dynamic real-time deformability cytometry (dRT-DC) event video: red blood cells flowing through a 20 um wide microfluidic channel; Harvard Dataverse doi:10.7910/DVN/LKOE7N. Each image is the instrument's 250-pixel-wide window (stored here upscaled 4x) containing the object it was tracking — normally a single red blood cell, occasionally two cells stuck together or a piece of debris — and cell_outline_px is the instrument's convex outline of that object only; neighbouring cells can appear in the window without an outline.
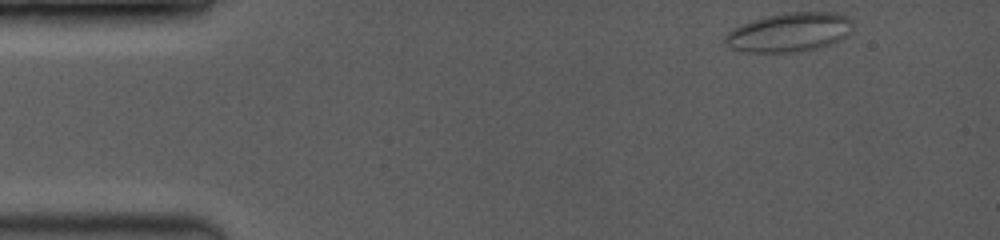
{"species": "common noctule bat (a hibernating species)", "species_latin": "Nyctalus noctula", "temperature_condition": "room temperature", "stored_images_in_passage": 6, "camera_frame_rate_fps": 3500, "um_per_image_px": 0.085, "animal": {"sex": "female", "body_mass_g": 19.0, "forearm_length_mm": 53.3}, "frame": {"image": 1, "passage_image": 1, "time_ms": 0.0, "image_size_px": [1000, 240], "cell_outline_px": [[852, 32], [848, 36], [832, 44], [816, 48], [792, 52], [748, 52], [728, 48], [724, 44], [724, 36], [732, 28], [740, 24], [772, 16], [796, 12], [836, 12], [848, 16], [852, 20]], "centroid_in_image_um": [67.12, 2.76], "position_along_channel_um": 17.9, "area_um2": 29.07}}
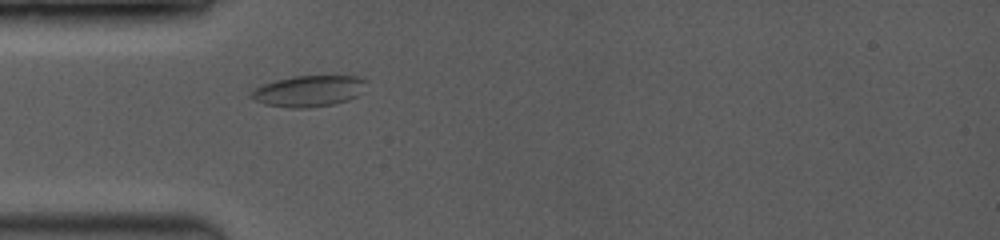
{"frame": {"image": 2, "passage_image": 6, "time_ms": 3.429, "image_size_px": [1000, 240], "cell_outline_px": [[364, 92], [348, 100], [332, 104], [308, 108], [288, 108], [264, 104], [248, 96], [256, 88], [264, 84], [276, 80], [296, 76], [356, 76], [364, 80]], "centroid_in_image_um": [26.23, 7.75], "position_along_channel_um": 58.8, "area_um2": 20.69}}